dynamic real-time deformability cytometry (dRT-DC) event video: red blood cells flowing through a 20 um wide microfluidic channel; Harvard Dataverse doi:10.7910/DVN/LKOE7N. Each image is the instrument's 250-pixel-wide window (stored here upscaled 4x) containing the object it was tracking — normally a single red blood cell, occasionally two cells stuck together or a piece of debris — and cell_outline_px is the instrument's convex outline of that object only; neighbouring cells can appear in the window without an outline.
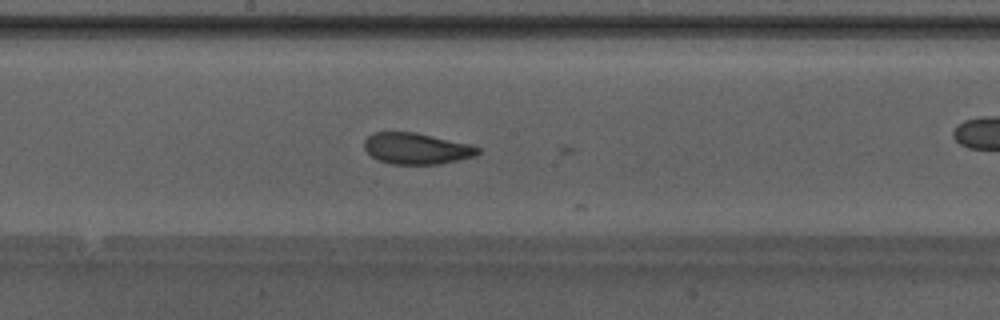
{"species": "Egyptian fruit bat (a non-hibernating species)", "species_latin": "Rousettus aegyptiacus", "temperature_condition": "warm", "stored_images_in_passage": 48, "camera_frame_rate_fps": 3000, "um_per_image_px": 0.085, "animal": {"sex": "male"}, "frame": {"image": 1, "passage_image": 26, "time_ms": 8.333, "image_size_px": [1000, 320], "cell_outline_px": [[480, 152], [476, 156], [440, 164], [392, 164], [376, 160], [364, 148], [364, 140], [372, 132], [416, 132], [468, 144], [480, 148]], "centroid_in_image_um": [35.38, 12.63], "position_along_channel_um": 212.8, "area_um2": 20.69}}